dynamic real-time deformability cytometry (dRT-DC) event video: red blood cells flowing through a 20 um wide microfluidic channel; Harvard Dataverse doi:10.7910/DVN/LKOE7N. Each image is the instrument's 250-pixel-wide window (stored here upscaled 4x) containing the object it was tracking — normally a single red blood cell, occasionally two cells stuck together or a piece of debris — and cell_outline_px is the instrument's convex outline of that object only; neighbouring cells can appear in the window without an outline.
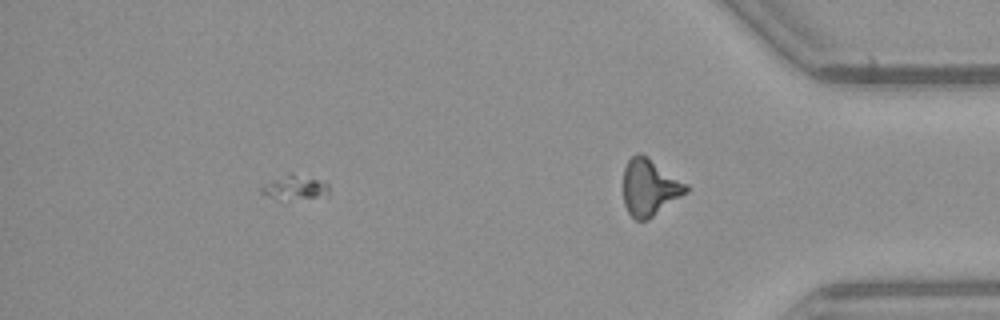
{"species": "common noctule bat (a hibernating species)", "species_latin": "Nyctalus noctula", "temperature_condition": "warm", "stored_images_in_passage": 33, "segment_of_instrument_passage": [2, 2], "camera_frame_rate_fps": 3000, "um_per_image_px": 0.085, "animal": {"sex": "female", "body_mass_g": 21.9}, "frame": {"image": 1, "passage_image": 28, "time_ms": 9.0, "image_size_px": [1000, 320], "cell_outline_px": [[328, 196], [288, 200], [276, 200], [260, 192], [260, 188], [264, 184], [288, 172], [292, 172], [324, 180], [328, 184]], "centroid_in_image_um": [25.07, 15.93], "position_along_channel_um": 410.1, "area_um2": 10.06}}